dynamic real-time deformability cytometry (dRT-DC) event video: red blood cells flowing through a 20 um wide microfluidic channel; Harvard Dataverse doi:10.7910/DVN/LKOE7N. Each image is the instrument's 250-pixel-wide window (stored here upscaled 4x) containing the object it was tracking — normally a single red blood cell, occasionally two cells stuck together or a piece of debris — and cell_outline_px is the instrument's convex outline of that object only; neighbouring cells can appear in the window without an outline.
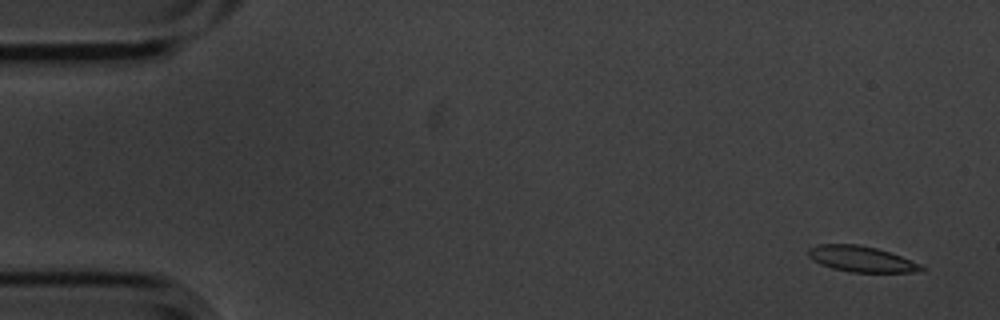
{"species": "common noctule bat (a hibernating species)", "species_latin": "Nyctalus noctula", "temperature_condition": "cold", "stored_images_in_passage": 6, "camera_frame_rate_fps": 3000, "um_per_image_px": 0.085, "animal": {"sex": "male", "body_mass_g": 20.1, "forearm_length_mm": 53.5}, "frame": {"image": 1, "passage_image": 1, "time_ms": 0.0, "image_size_px": [1000, 320], "cell_outline_px": [[924, 272], [848, 272], [832, 268], [820, 264], [808, 256], [808, 248], [820, 244], [860, 244], [876, 248], [900, 256], [920, 264], [924, 268]], "centroid_in_image_um": [73.2, 22.02], "position_along_channel_um": 11.8, "area_um2": 16.94}}
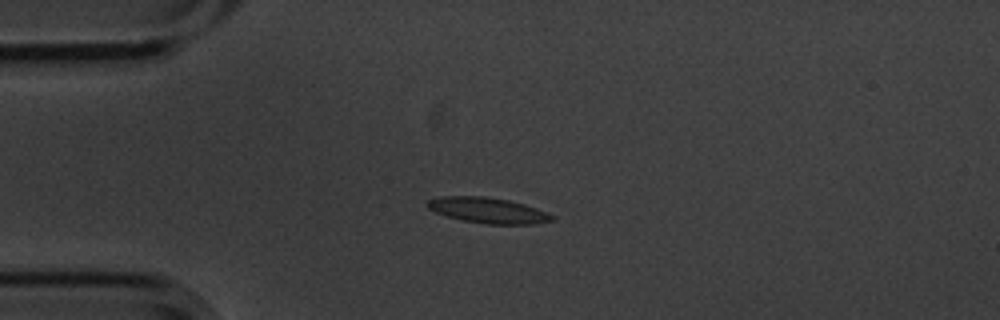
{"frame": {"image": 2, "passage_image": 4, "time_ms": 1.0, "image_size_px": [1000, 320], "cell_outline_px": [[556, 220], [532, 224], [484, 224], [460, 220], [436, 212], [428, 208], [424, 204], [428, 200], [440, 196], [484, 196], [508, 200], [524, 204], [536, 208], [556, 216]], "centroid_in_image_um": [41.48, 17.88], "position_along_channel_um": 43.5, "area_um2": 18.73}}
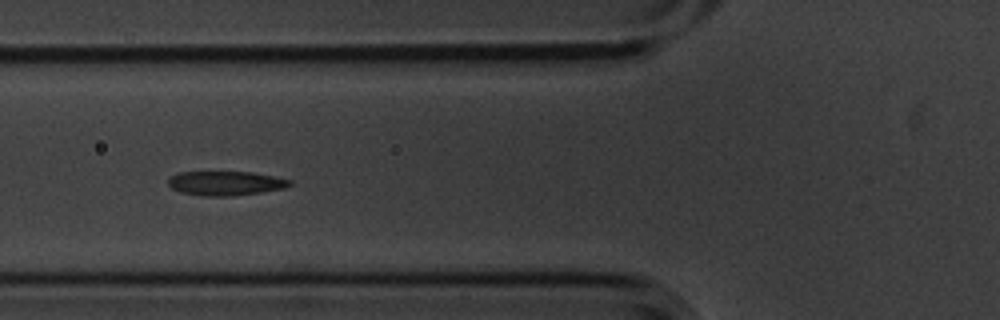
{"frame": {"image": 3, "passage_image": 6, "time_ms": 1.667, "image_size_px": [1000, 320], "cell_outline_px": [[292, 184], [284, 188], [260, 192], [232, 196], [208, 196], [180, 192], [172, 188], [168, 184], [168, 180], [172, 176], [180, 172], [252, 172], [292, 180]], "centroid_in_image_um": [19.18, 15.57], "position_along_channel_um": 106.6, "area_um2": 16.99}}